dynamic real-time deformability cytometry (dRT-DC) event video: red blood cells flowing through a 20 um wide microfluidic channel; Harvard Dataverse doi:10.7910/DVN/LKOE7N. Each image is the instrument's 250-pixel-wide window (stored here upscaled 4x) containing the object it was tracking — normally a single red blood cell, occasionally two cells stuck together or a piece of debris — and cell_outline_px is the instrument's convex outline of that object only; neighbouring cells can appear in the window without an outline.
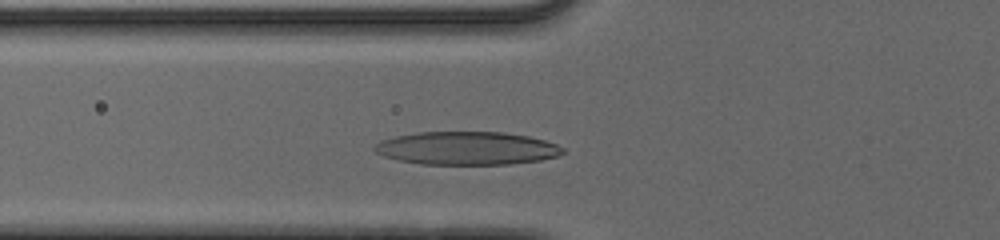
{"species": "human", "species_latin": "Homo sapiens", "temperature_condition": "cold", "stored_images_in_passage": 33, "camera_frame_rate_fps": 3000, "um_per_image_px": 0.085, "donor": {"sex": "male"}, "frame": {"image": 1, "passage_image": 8, "time_ms": 2.333, "image_size_px": [1000, 240], "cell_outline_px": [[564, 152], [556, 156], [540, 160], [512, 164], [420, 164], [396, 160], [384, 156], [376, 152], [372, 148], [380, 140], [396, 136], [420, 132], [504, 132], [528, 136], [544, 140], [556, 144], [564, 148]], "centroid_in_image_um": [39.66, 12.6], "position_along_channel_um": 86.1, "area_um2": 36.41}}
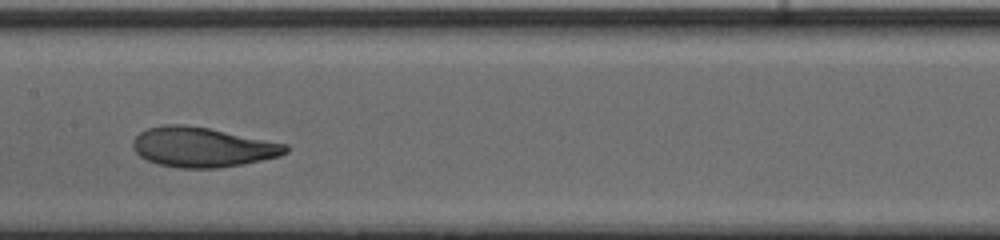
{"frame": {"image": 2, "passage_image": 16, "time_ms": 5.0, "image_size_px": [1000, 240], "cell_outline_px": [[288, 152], [280, 156], [244, 164], [220, 168], [180, 168], [160, 164], [148, 160], [140, 156], [132, 148], [132, 140], [140, 132], [148, 128], [168, 124], [184, 124], [208, 128], [288, 144]], "centroid_in_image_um": [17.21, 12.51], "position_along_channel_um": 190.2, "area_um2": 35.43}}
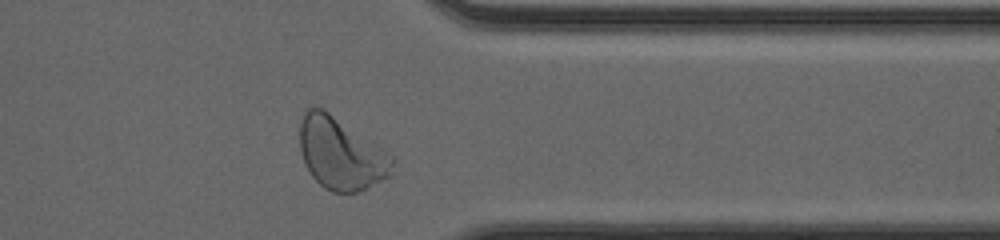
{"frame": {"image": 3, "passage_image": 31, "time_ms": 10.0, "image_size_px": [1000, 240], "cell_outline_px": [[396, 160], [392, 176], [356, 192], [332, 192], [324, 188], [312, 176], [304, 160], [300, 148], [300, 124], [304, 112], [308, 108], [324, 108], [388, 152]], "centroid_in_image_um": [29.01, 13.06], "position_along_channel_um": 382.4, "area_um2": 38.73}, "authors_computed_cell_mechanics": {"area_um2": 35.0846, "velocity_mm_per_s": 3.901, "shape_relaxation_time_tau1_ms": 3.2155, "shape_relaxation_time_tau2_ms": 1.2007, "deformation_change_tau1": 0.1781, "deformation_change_tau2": 0.0742}}